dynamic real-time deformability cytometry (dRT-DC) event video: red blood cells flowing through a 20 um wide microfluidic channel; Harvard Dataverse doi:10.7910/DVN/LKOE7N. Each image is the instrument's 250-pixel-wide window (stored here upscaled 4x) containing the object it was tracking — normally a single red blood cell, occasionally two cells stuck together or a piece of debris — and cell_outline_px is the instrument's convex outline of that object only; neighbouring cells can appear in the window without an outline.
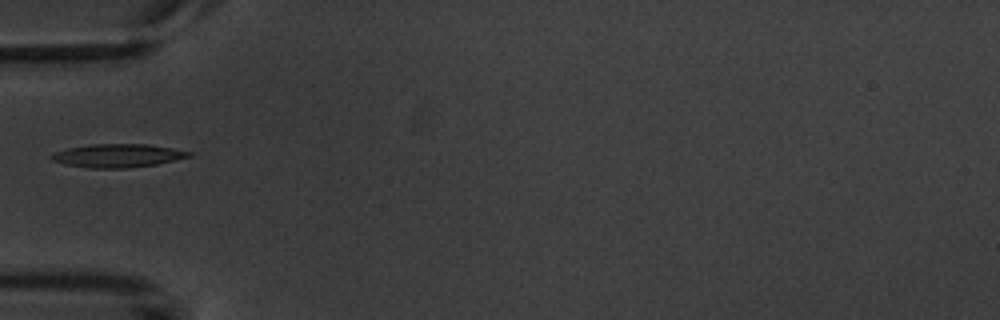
{"species": "common noctule bat (a hibernating species)", "species_latin": "Nyctalus noctula", "temperature_condition": "warm", "stored_images_in_passage": 6, "camera_frame_rate_fps": 3000, "um_per_image_px": 0.085, "animal": {"sex": "male", "body_mass_g": 20.1, "forearm_length_mm": 53.5}, "frame": {"image": 1, "passage_image": 6, "time_ms": 6.0, "image_size_px": [1000, 320], "cell_outline_px": [[196, 152], [192, 156], [156, 164], [124, 168], [92, 168], [64, 164], [52, 160], [48, 156], [56, 152], [68, 148], [92, 144], [144, 144], [172, 148]], "centroid_in_image_um": [10.03, 13.22], "position_along_channel_um": 75.0, "area_um2": 18.61}}